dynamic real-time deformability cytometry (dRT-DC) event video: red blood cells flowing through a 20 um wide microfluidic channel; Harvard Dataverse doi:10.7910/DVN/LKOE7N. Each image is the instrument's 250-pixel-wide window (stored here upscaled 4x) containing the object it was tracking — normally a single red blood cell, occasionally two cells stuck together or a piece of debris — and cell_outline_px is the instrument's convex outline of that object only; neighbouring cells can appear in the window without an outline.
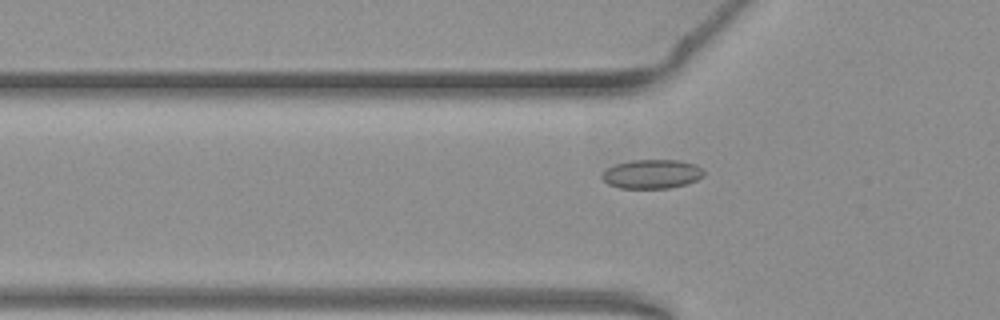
{"species": "common noctule bat (a hibernating species)", "species_latin": "Nyctalus noctula", "temperature_condition": "warm", "stored_images_in_passage": 48, "camera_frame_rate_fps": 3000, "um_per_image_px": 0.085, "animal": {"sex": "female", "body_mass_g": 19.3, "forearm_length_mm": 54.1}, "frame": {"image": 1, "passage_image": 18, "time_ms": 5.667, "image_size_px": [1000, 320], "cell_outline_px": [[704, 176], [688, 184], [668, 188], [620, 188], [608, 184], [600, 176], [608, 168], [616, 164], [632, 160], [680, 160], [696, 164], [704, 168]], "centroid_in_image_um": [55.46, 14.79], "position_along_channel_um": 70.3, "area_um2": 17.34}}
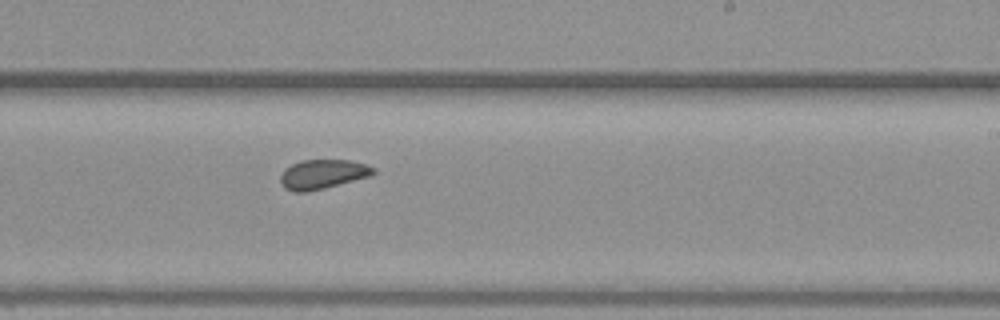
{"frame": {"image": 2, "passage_image": 33, "time_ms": 10.667, "image_size_px": [1000, 320], "cell_outline_px": [[376, 172], [368, 176], [324, 188], [308, 192], [296, 192], [284, 188], [280, 180], [280, 176], [292, 164], [300, 160], [348, 160], [368, 164], [376, 168]], "centroid_in_image_um": [27.44, 14.8], "position_along_channel_um": 261.6, "area_um2": 15.72}}
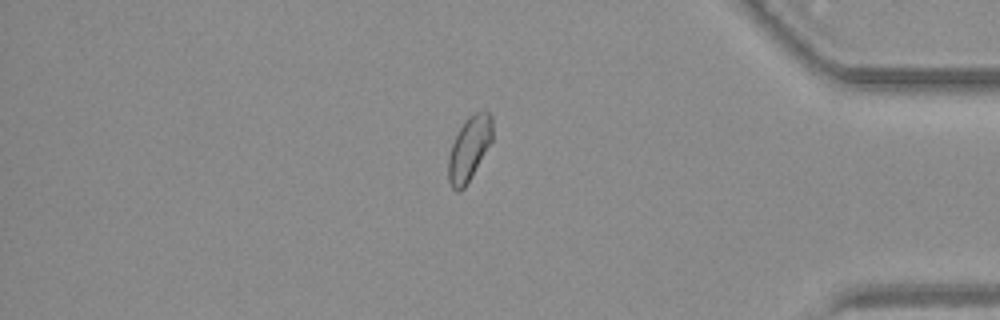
{"frame": {"image": 3, "passage_image": 46, "time_ms": 15.0, "image_size_px": [1000, 320], "cell_outline_px": [[492, 140], [464, 188], [456, 192], [452, 188], [448, 180], [448, 160], [452, 144], [460, 128], [468, 116], [484, 108], [492, 112]], "centroid_in_image_um": [39.89, 12.57], "position_along_channel_um": 395.3, "area_um2": 16.36}}